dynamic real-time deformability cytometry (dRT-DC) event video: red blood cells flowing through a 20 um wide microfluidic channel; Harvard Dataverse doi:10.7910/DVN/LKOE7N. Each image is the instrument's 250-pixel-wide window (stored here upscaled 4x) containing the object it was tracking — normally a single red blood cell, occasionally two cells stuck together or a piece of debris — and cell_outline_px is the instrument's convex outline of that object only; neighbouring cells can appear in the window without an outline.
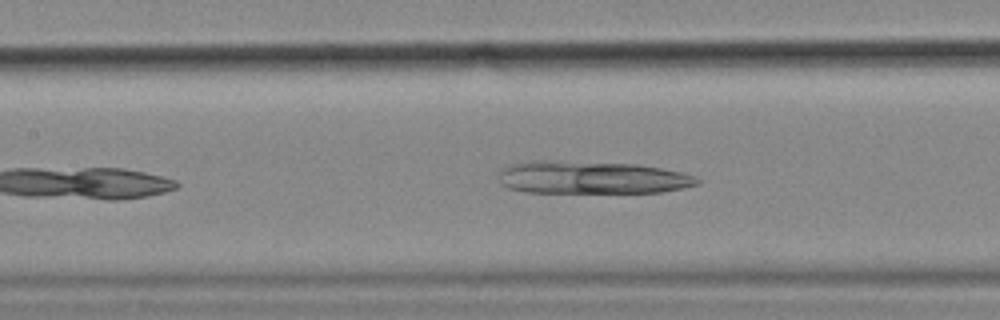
{"species": "common noctule bat (a hibernating species)", "species_latin": "Nyctalus noctula", "temperature_condition": "cold", "stored_images_in_passage": 40, "camera_frame_rate_fps": 3000, "um_per_image_px": 0.085, "animal": {"sex": "female", "body_mass_g": 18.4}, "frame": {"image": 1, "passage_image": 12, "time_ms": 3.667, "image_size_px": [1000, 320], "cell_outline_px": [[700, 180], [696, 184], [684, 188], [664, 192], [524, 192], [508, 188], [500, 184], [500, 172], [508, 164], [524, 160], [548, 160], [636, 164], [660, 168], [680, 172], [696, 176]], "centroid_in_image_um": [50.25, 15.08], "position_along_channel_um": 157.2, "area_um2": 37.97}}
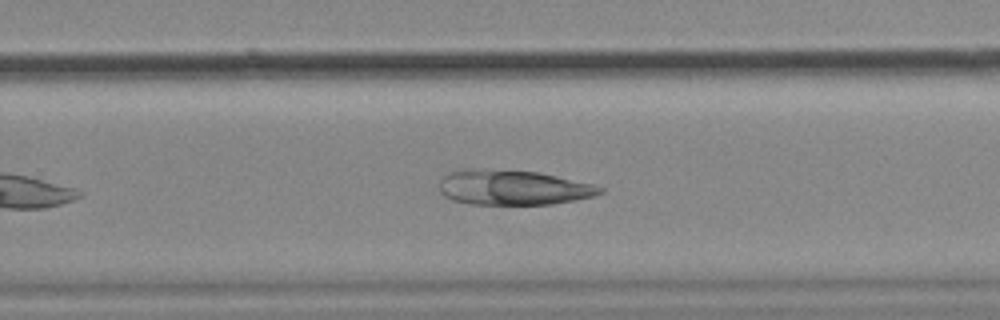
{"frame": {"image": 2, "passage_image": 23, "time_ms": 7.333, "image_size_px": [1000, 320], "cell_outline_px": [[604, 192], [592, 196], [576, 200], [552, 204], [468, 204], [452, 200], [444, 196], [440, 192], [440, 180], [448, 172], [464, 168], [476, 168], [540, 172], [592, 184], [604, 188]], "centroid_in_image_um": [43.57, 15.93], "position_along_channel_um": 286.2, "area_um2": 32.95}}